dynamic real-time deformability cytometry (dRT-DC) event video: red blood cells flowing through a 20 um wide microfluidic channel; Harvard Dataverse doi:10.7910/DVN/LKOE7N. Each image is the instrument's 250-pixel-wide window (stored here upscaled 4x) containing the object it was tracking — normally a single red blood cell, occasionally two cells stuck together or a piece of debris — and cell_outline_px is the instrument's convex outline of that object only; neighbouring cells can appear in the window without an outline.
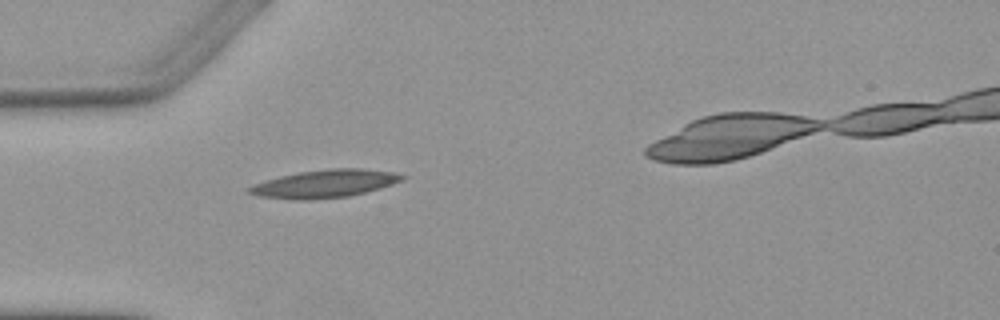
{"species": "Egyptian fruit bat (a non-hibernating species)", "species_latin": "Rousettus aegyptiacus", "temperature_condition": "warm", "stored_images_in_passage": 2, "camera_frame_rate_fps": 3000, "um_per_image_px": 0.085, "animal": {"sex": "female"}, "frame": {"image": 1, "passage_image": 1, "time_ms": 0.0, "image_size_px": [1000, 320], "cell_outline_px": [[408, 176], [404, 180], [380, 188], [348, 196], [308, 200], [292, 200], [260, 196], [248, 192], [248, 188], [256, 184], [280, 176], [300, 172], [332, 168], [364, 168], [396, 172]], "centroid_in_image_um": [27.69, 15.61], "position_along_channel_um": 57.3, "area_um2": 24.74}}